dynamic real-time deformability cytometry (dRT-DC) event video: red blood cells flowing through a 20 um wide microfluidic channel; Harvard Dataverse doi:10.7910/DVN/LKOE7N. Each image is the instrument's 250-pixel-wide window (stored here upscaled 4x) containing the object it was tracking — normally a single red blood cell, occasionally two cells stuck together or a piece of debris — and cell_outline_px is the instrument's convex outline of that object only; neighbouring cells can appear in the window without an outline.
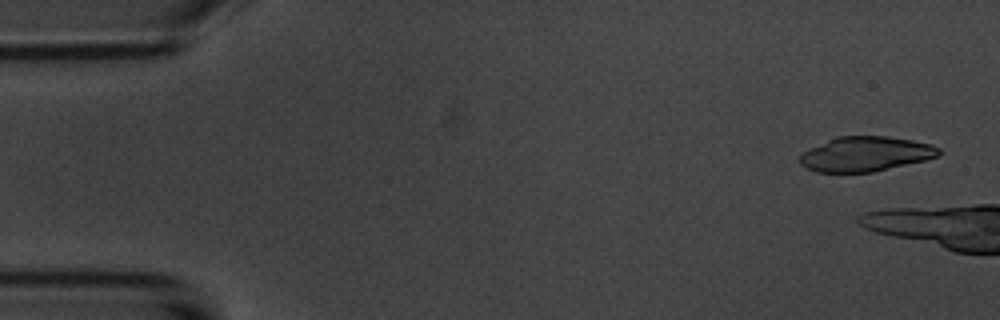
{"species": "common noctule bat (a hibernating species)", "species_latin": "Nyctalus noctula", "temperature_condition": "room temperature", "stored_images_in_passage": 3, "camera_frame_rate_fps": 3000, "um_per_image_px": 0.085, "animal": {"sex": "male", "body_mass_g": 20.1, "forearm_length_mm": 53.5}, "frame": {"image": 1, "passage_image": 1, "time_ms": 0.0, "image_size_px": [1000, 320], "cell_outline_px": [[940, 156], [924, 160], [872, 172], [816, 172], [800, 164], [796, 160], [800, 152], [836, 136], [888, 136], [912, 140], [932, 144], [940, 148]], "centroid_in_image_um": [73.53, 13.08], "position_along_channel_um": 11.5, "area_um2": 28.38}}